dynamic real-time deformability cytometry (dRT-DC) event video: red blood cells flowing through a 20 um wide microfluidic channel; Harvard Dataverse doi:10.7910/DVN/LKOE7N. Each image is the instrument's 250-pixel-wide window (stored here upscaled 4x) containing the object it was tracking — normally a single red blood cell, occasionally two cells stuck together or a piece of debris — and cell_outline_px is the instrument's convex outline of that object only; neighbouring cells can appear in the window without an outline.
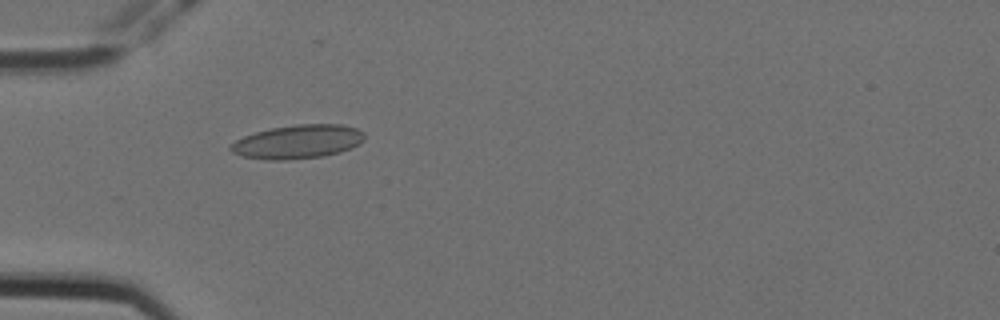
{"species": "Egyptian fruit bat (a non-hibernating species)", "species_latin": "Rousettus aegyptiacus", "temperature_condition": "cold", "stored_images_in_passage": 4, "camera_frame_rate_fps": 3000, "um_per_image_px": 0.085, "animal": {"sex": "female"}, "frame": {"image": 1, "passage_image": 2, "time_ms": 0.333, "image_size_px": [1000, 320], "cell_outline_px": [[364, 140], [360, 144], [352, 148], [340, 152], [324, 156], [284, 160], [264, 160], [240, 156], [232, 152], [228, 148], [236, 140], [244, 136], [256, 132], [272, 128], [296, 124], [340, 124], [356, 128], [364, 132]], "centroid_in_image_um": [25.32, 12.05], "position_along_channel_um": 59.7, "area_um2": 26.47}}
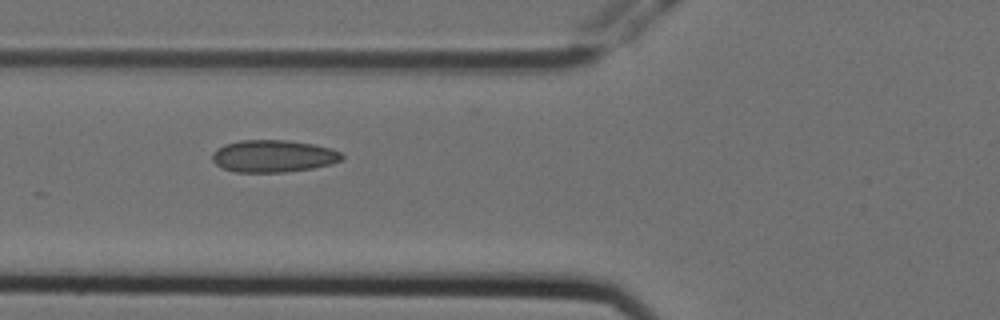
{"frame": {"image": 2, "passage_image": 3, "time_ms": 0.667, "image_size_px": [1000, 320], "cell_outline_px": [[344, 156], [340, 160], [332, 164], [312, 168], [284, 172], [236, 172], [224, 168], [216, 164], [212, 160], [212, 152], [216, 148], [224, 144], [240, 140], [288, 140], [312, 144], [332, 148], [340, 152]], "centroid_in_image_um": [23.22, 13.26], "position_along_channel_um": 102.6, "area_um2": 24.39}}
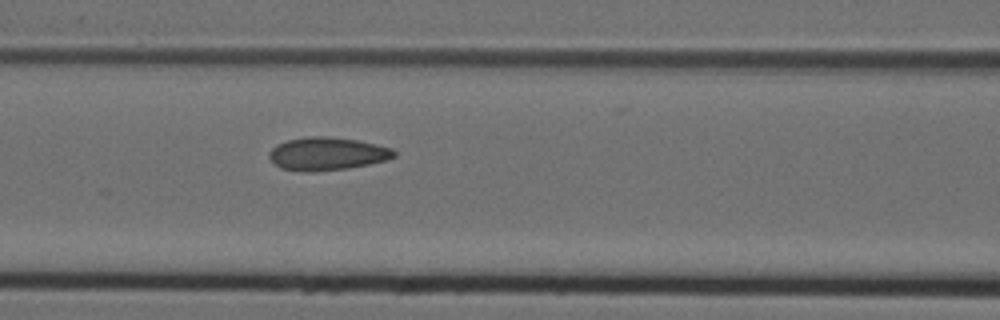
{"frame": {"image": 3, "passage_image": 4, "time_ms": 1.0, "image_size_px": [1000, 320], "cell_outline_px": [[396, 156], [388, 160], [348, 168], [312, 172], [300, 172], [280, 168], [268, 156], [268, 152], [276, 144], [288, 140], [308, 136], [328, 136], [356, 140], [376, 144], [392, 148], [396, 152]], "centroid_in_image_um": [27.8, 13.07], "position_along_channel_um": 138.8, "area_um2": 24.16}}